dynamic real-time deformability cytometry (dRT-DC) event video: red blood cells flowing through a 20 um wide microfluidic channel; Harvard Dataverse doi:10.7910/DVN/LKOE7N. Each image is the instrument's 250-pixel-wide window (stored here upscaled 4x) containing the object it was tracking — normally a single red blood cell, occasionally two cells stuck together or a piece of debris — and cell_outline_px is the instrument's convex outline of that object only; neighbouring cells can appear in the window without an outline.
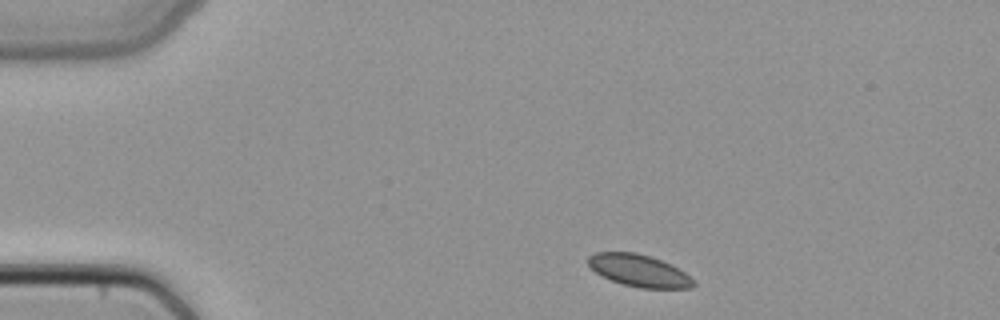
{"species": "common noctule bat (a hibernating species)", "species_latin": "Nyctalus noctula", "temperature_condition": "cold", "stored_images_in_passage": 5, "camera_frame_rate_fps": 3000, "um_per_image_px": 0.085, "animal": {"sex": "female", "body_mass_g": 22.7, "forearm_length_mm": 54.2}, "frame": {"image": 1, "passage_image": 1, "time_ms": 0.0, "image_size_px": [1000, 320], "cell_outline_px": [[696, 284], [692, 288], [640, 288], [624, 284], [612, 280], [596, 272], [588, 264], [588, 256], [596, 252], [636, 252], [652, 256], [684, 272]], "centroid_in_image_um": [54.3, 22.99], "position_along_channel_um": 30.7, "area_um2": 19.36}}
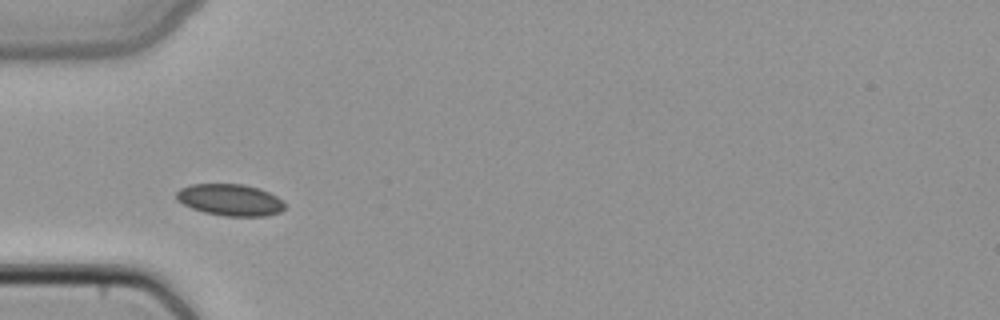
{"frame": {"image": 2, "passage_image": 3, "time_ms": 0.667, "image_size_px": [1000, 320], "cell_outline_px": [[284, 208], [280, 212], [264, 216], [224, 216], [204, 212], [192, 208], [176, 200], [176, 192], [180, 188], [188, 184], [244, 184], [260, 188], [284, 200]], "centroid_in_image_um": [19.55, 16.98], "position_along_channel_um": 65.4, "area_um2": 20.11}}
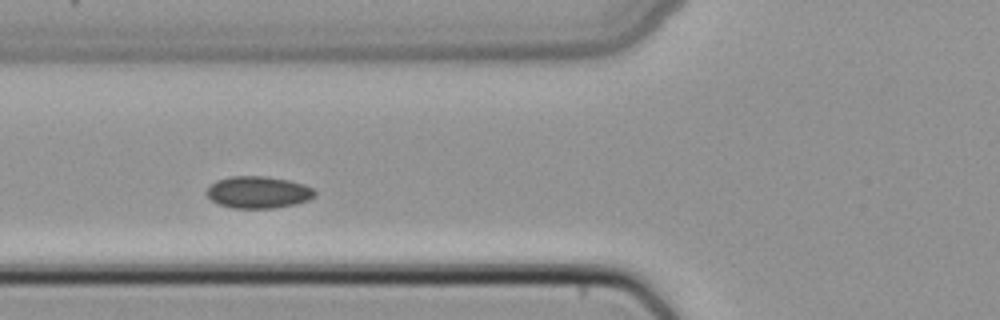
{"frame": {"image": 3, "passage_image": 4, "time_ms": 1.0, "image_size_px": [1000, 320], "cell_outline_px": [[316, 196], [308, 200], [296, 204], [272, 208], [232, 208], [220, 204], [212, 200], [204, 192], [216, 180], [228, 176], [268, 176], [288, 180], [304, 184], [312, 188], [316, 192]], "centroid_in_image_um": [21.96, 16.33], "position_along_channel_um": 103.8, "area_um2": 20.23}}